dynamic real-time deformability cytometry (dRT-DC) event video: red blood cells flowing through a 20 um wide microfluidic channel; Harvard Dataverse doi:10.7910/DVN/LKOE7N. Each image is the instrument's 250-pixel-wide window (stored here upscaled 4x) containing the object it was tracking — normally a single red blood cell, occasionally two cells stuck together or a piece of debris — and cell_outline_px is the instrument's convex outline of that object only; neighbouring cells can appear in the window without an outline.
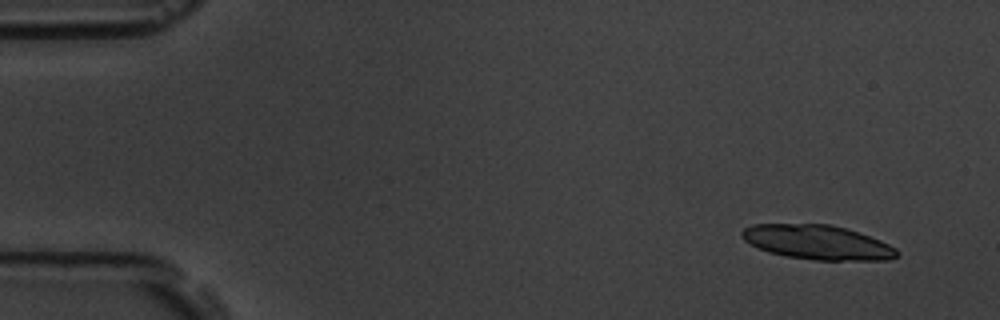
{"species": "common noctule bat (a hibernating species)", "species_latin": "Nyctalus noctula", "temperature_condition": "room temperature", "stored_images_in_passage": 6, "camera_frame_rate_fps": 3000, "um_per_image_px": 0.085, "animal": {"sex": "male", "body_mass_g": 19.5, "forearm_length_mm": 54.6}, "frame": {"image": 1, "passage_image": 1, "time_ms": 0.0, "image_size_px": [1000, 320], "cell_outline_px": [[900, 256], [888, 260], [816, 260], [784, 256], [768, 252], [744, 240], [740, 232], [744, 228], [752, 224], [828, 224], [844, 228], [880, 240], [896, 248], [900, 252]], "centroid_in_image_um": [69.5, 20.6], "position_along_channel_um": 15.5, "area_um2": 30.98}}